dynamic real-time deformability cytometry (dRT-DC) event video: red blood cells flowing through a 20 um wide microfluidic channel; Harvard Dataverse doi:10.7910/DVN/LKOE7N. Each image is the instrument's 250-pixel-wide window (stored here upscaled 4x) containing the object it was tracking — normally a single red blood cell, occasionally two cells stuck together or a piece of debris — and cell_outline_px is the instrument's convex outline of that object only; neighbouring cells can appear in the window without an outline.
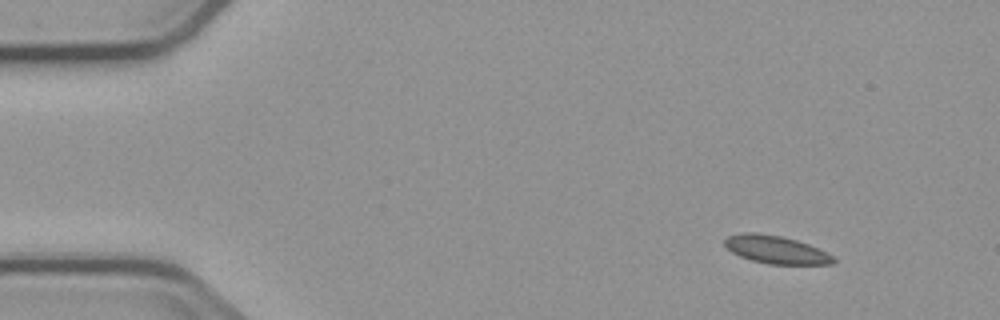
{"species": "common noctule bat (a hibernating species)", "species_latin": "Nyctalus noctula", "temperature_condition": "cold", "stored_images_in_passage": 4, "camera_frame_rate_fps": 3000, "um_per_image_px": 0.085, "animal": {"sex": "male", "body_mass_g": 23.1, "forearm_length_mm": 52.7}, "frame": {"image": 1, "passage_image": 1, "time_ms": 0.0, "image_size_px": [1000, 320], "cell_outline_px": [[836, 260], [832, 264], [768, 264], [752, 260], [740, 256], [732, 252], [724, 244], [724, 240], [728, 236], [744, 232], [756, 232], [780, 236], [796, 240], [808, 244], [832, 256]], "centroid_in_image_um": [65.92, 21.22], "position_along_channel_um": 19.1, "area_um2": 17.4}}
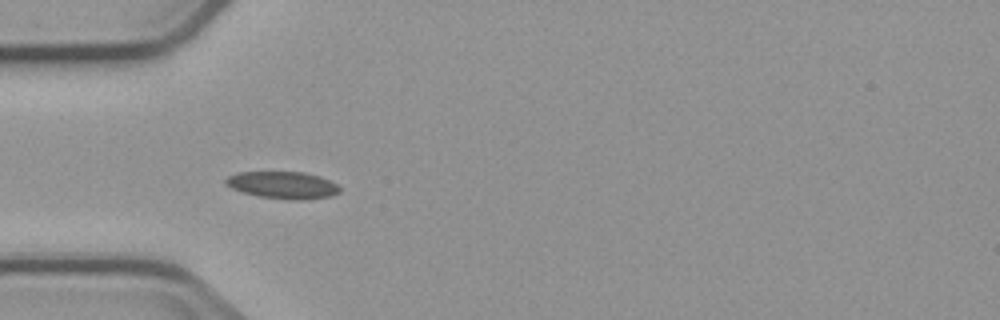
{"frame": {"image": 2, "passage_image": 4, "time_ms": 3.667, "image_size_px": [1000, 320], "cell_outline_px": [[340, 192], [332, 196], [300, 200], [296, 200], [260, 196], [244, 192], [232, 188], [224, 184], [224, 180], [228, 176], [236, 172], [304, 172], [320, 176], [336, 184], [340, 188]], "centroid_in_image_um": [24.03, 15.72], "position_along_channel_um": 61.0, "area_um2": 17.92}}